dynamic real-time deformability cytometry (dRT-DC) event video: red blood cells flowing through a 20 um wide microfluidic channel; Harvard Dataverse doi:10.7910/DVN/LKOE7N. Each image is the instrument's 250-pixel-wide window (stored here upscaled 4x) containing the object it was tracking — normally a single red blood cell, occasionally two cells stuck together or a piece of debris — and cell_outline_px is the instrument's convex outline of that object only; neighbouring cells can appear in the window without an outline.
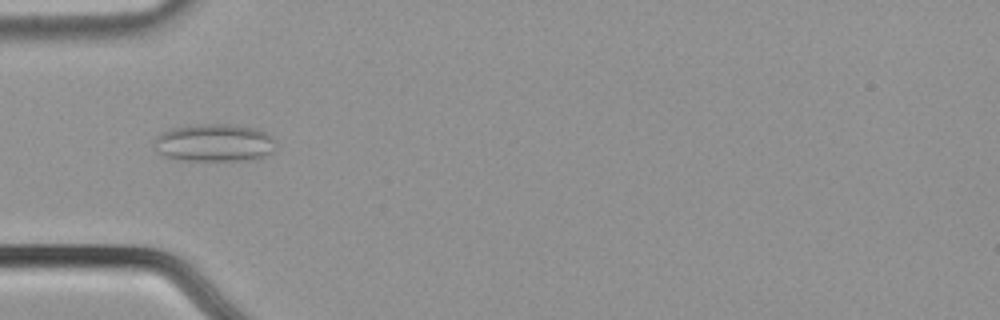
{"species": "common noctule bat (a hibernating species)", "species_latin": "Nyctalus noctula", "temperature_condition": "cold", "stored_images_in_passage": 38, "camera_frame_rate_fps": 3000, "um_per_image_px": 0.085, "animal": {"sex": "male", "body_mass_g": 21.5, "forearm_length_mm": 52.0}, "frame": {"image": 1, "passage_image": 1, "time_ms": 0.0, "image_size_px": [1000, 320], "cell_outline_px": [[276, 148], [272, 152], [256, 160], [184, 160], [164, 156], [156, 148], [156, 136], [172, 128], [204, 124], [228, 124], [256, 128], [264, 132], [276, 144]], "centroid_in_image_um": [18.26, 12.14], "position_along_channel_um": 66.7, "area_um2": 26.36}}
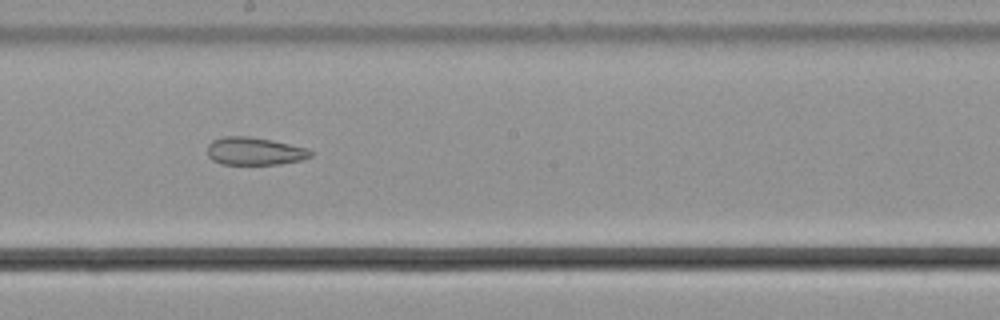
{"frame": {"image": 2, "passage_image": 14, "time_ms": 4.333, "image_size_px": [1000, 320], "cell_outline_px": [[312, 156], [300, 160], [280, 164], [220, 164], [212, 160], [208, 156], [208, 144], [212, 140], [224, 136], [248, 136], [272, 140], [308, 148], [312, 152]], "centroid_in_image_um": [21.62, 12.84], "position_along_channel_um": 226.6, "area_um2": 16.76}}
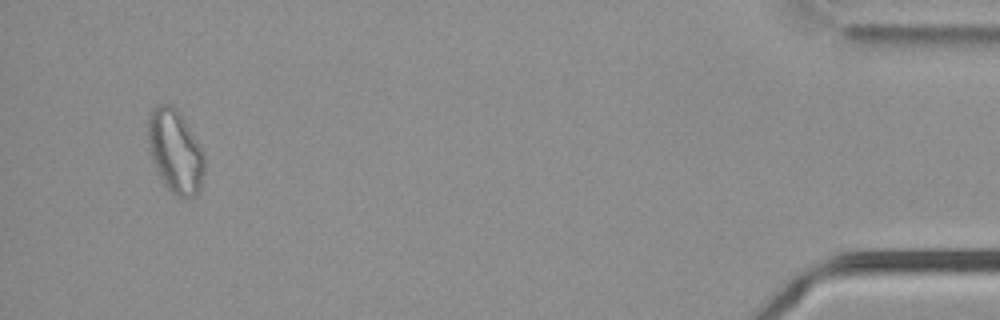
{"frame": {"image": 3, "passage_image": 36, "time_ms": 11.667, "image_size_px": [1000, 320], "cell_outline_px": [[204, 172], [200, 192], [192, 196], [176, 196], [164, 184], [152, 160], [148, 148], [148, 116], [152, 108], [156, 104], [172, 104], [180, 112], [204, 152]], "centroid_in_image_um": [14.89, 12.83], "position_along_channel_um": 420.3, "area_um2": 27.51}, "authors_computed_cell_mechanics": {"area_um2": 19.5653, "velocity_mm_per_s": 3.7166, "shape_relaxation_time_tau1_ms": null, "shape_relaxation_time_tau2_ms": 3.1482, "deformation_change_tau1": null, "deformation_change_tau2": 0.1032}}